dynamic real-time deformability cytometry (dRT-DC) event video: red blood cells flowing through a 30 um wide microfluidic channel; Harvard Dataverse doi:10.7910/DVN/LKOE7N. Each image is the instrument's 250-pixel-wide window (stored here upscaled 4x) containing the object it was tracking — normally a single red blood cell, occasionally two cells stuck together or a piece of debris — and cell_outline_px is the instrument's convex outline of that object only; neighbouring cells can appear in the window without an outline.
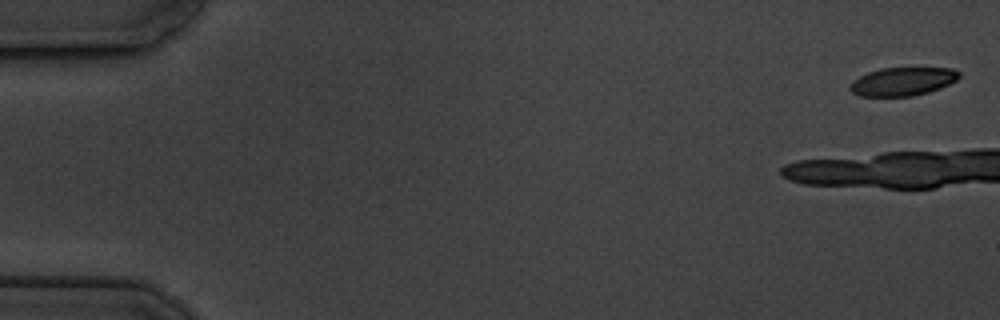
{"species": "common noctule bat (a hibernating species)", "species_latin": "Nyctalus noctula", "temperature_condition": "cold", "stored_images_in_passage": 5, "camera_frame_rate_fps": 3000, "um_per_image_px": 0.085, "animal": {"sex": "male", "body_mass_g": 19.5, "forearm_length_mm": 54.6}, "frame": {"image": 1, "passage_image": 1, "time_ms": 0.0, "image_size_px": [1000, 320], "cell_outline_px": [[960, 76], [956, 80], [940, 88], [928, 92], [912, 96], [860, 96], [852, 92], [848, 88], [860, 76], [868, 72], [880, 68], [952, 68], [960, 72]], "centroid_in_image_um": [76.74, 6.92], "position_along_channel_um": 8.3, "area_um2": 17.86}}